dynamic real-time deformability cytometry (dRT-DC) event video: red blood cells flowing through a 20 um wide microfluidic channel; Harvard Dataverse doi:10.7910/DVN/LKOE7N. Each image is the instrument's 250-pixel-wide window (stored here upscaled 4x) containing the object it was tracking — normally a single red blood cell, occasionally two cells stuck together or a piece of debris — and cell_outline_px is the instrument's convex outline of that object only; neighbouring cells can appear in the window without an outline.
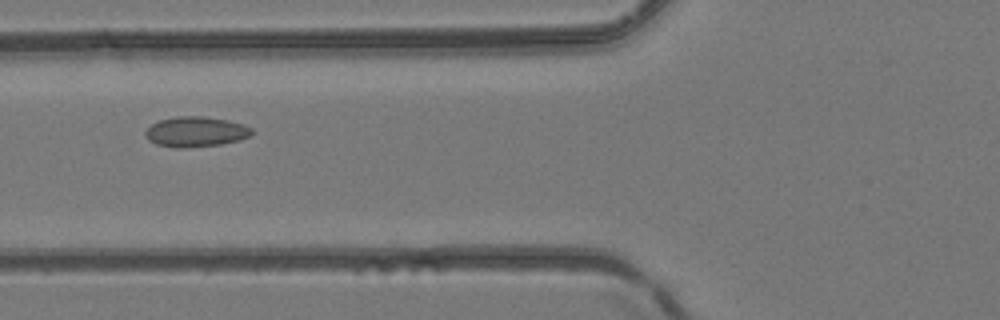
{"species": "common noctule bat (a hibernating species)", "species_latin": "Nyctalus noctula", "temperature_condition": "room temperature", "stored_images_in_passage": 3, "camera_frame_rate_fps": 3000, "um_per_image_px": 0.085, "animal": {"sex": "female", "body_mass_g": 24.6, "forearm_length_mm": 56.2}, "frame": {"image": 1, "passage_image": 3, "time_ms": 0.667, "image_size_px": [1000, 320], "cell_outline_px": [[252, 132], [248, 136], [240, 140], [220, 144], [184, 148], [176, 148], [156, 144], [148, 140], [144, 132], [152, 124], [160, 120], [176, 116], [200, 116], [228, 120], [244, 124], [252, 128]], "centroid_in_image_um": [16.63, 11.2], "position_along_channel_um": 109.2, "area_um2": 18.67}}